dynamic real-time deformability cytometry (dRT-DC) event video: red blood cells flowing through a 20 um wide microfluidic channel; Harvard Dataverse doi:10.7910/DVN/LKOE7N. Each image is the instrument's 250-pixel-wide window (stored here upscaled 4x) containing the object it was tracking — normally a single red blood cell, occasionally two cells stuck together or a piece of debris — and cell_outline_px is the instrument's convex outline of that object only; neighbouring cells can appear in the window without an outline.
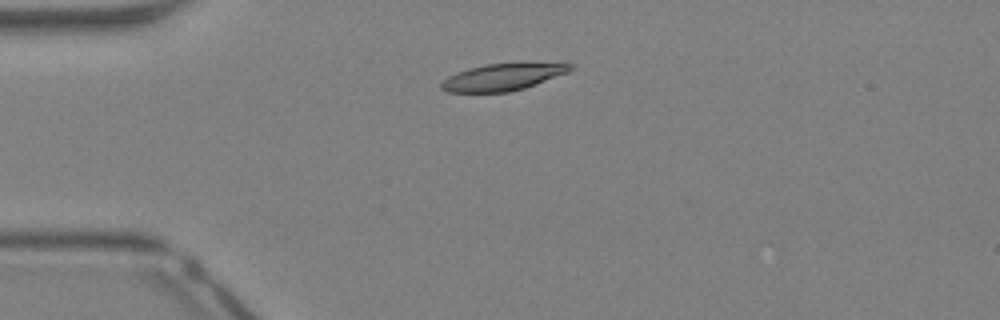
{"species": "Egyptian fruit bat (a non-hibernating species)", "species_latin": "Rousettus aegyptiacus", "temperature_condition": "warm", "stored_images_in_passage": 31, "camera_frame_rate_fps": 3000, "um_per_image_px": 0.085, "animal": {"sex": "female"}, "frame": {"image": 1, "passage_image": 1, "time_ms": 0.0, "image_size_px": [1000, 320], "cell_outline_px": [[572, 68], [568, 72], [524, 88], [508, 92], [448, 92], [440, 88], [440, 84], [448, 76], [456, 72], [468, 68], [484, 64], [560, 60], [568, 60], [572, 64]], "centroid_in_image_um": [42.85, 6.49], "position_along_channel_um": 42.1, "area_um2": 21.04}}
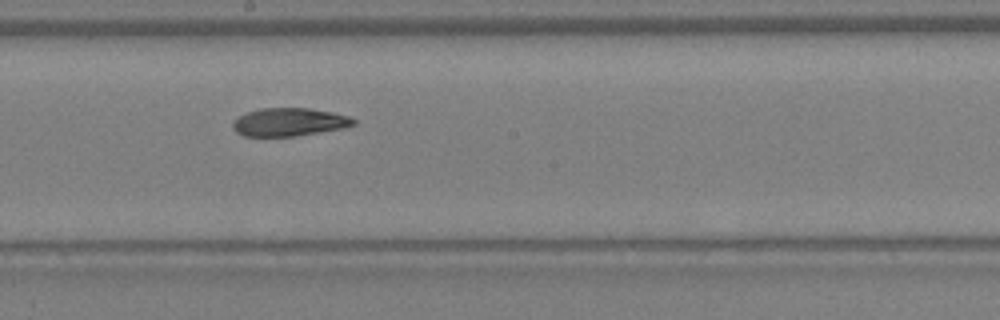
{"frame": {"image": 2, "passage_image": 14, "time_ms": 4.333, "image_size_px": [1000, 320], "cell_outline_px": [[356, 124], [344, 128], [296, 136], [244, 136], [236, 132], [232, 128], [232, 124], [240, 116], [248, 112], [260, 108], [308, 108], [332, 112], [348, 116], [356, 120]], "centroid_in_image_um": [24.6, 10.38], "position_along_channel_um": 223.6, "area_um2": 19.71}}
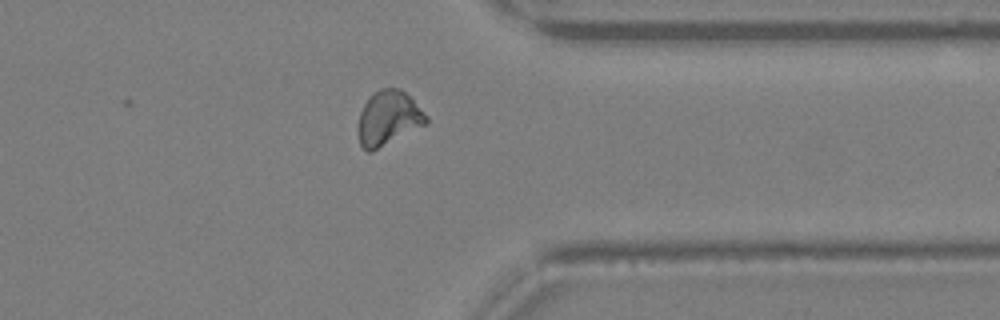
{"frame": {"image": 3, "passage_image": 24, "time_ms": 7.667, "image_size_px": [1000, 320], "cell_outline_px": [[428, 124], [372, 152], [368, 152], [360, 144], [356, 128], [360, 112], [364, 104], [380, 88], [400, 88], [428, 116]], "centroid_in_image_um": [33.0, 10.08], "position_along_channel_um": 378.4, "area_um2": 21.68}, "authors_computed_cell_mechanics": {"area_um2": 20.4612, "velocity_mm_per_s": 4.809, "shape_relaxation_time_tau1_ms": 6.7197, "shape_relaxation_time_tau2_ms": 2.2351, "deformation_change_tau1": 0.2149, "deformation_change_tau2": 0.0888}}